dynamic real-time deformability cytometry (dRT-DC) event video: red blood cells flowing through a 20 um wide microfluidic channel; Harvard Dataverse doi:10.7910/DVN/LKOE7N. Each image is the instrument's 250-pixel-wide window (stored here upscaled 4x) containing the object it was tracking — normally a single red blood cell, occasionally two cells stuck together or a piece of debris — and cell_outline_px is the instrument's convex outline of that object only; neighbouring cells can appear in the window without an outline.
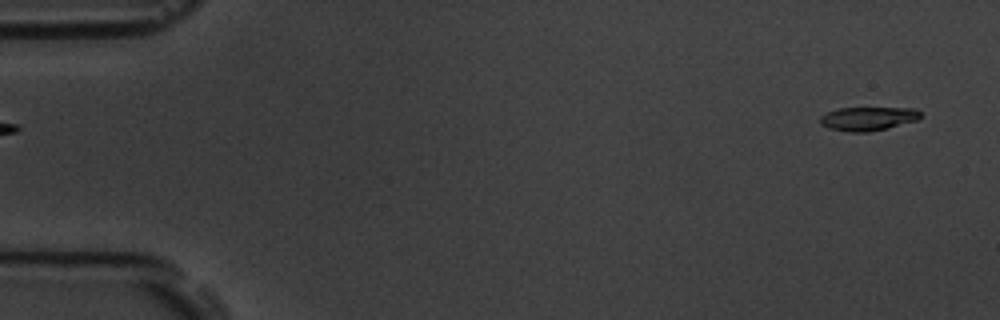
{"species": "common noctule bat (a hibernating species)", "species_latin": "Nyctalus noctula", "temperature_condition": "room temperature", "stored_images_in_passage": 4, "segment_of_instrument_passage": [2, 2], "camera_frame_rate_fps": 3000, "um_per_image_px": 0.085, "animal": {"sex": "male", "body_mass_g": 19.5, "forearm_length_mm": 54.6}, "frame": {"image": 1, "passage_image": 4, "time_ms": 4.333, "image_size_px": [1000, 320], "cell_outline_px": [[920, 116], [916, 120], [888, 128], [868, 132], [848, 132], [828, 128], [820, 124], [820, 116], [828, 112], [840, 108], [916, 108], [920, 112]], "centroid_in_image_um": [73.75, 10.09], "position_along_channel_um": 11.2, "area_um2": 13.81}}